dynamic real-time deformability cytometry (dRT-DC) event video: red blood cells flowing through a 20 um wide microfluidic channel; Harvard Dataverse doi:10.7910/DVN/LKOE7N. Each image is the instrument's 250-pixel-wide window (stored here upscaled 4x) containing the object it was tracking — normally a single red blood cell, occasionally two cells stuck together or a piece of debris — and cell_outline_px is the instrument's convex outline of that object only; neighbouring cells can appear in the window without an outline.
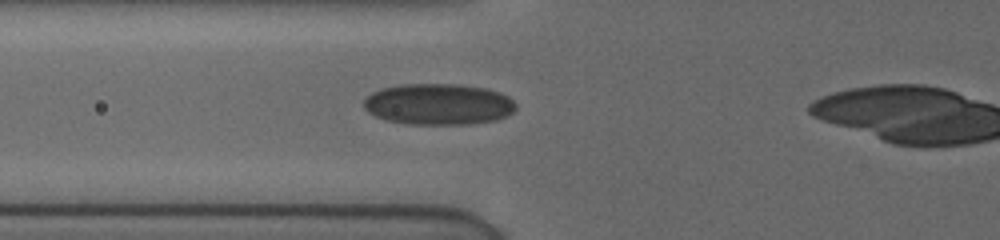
{"species": "human", "species_latin": "Homo sapiens", "temperature_condition": "cold", "stored_images_in_passage": 9, "camera_frame_rate_fps": 3000, "um_per_image_px": 0.085, "donor": {"sex": "female"}, "frame": {"image": 1, "passage_image": 8, "time_ms": 5.333, "image_size_px": [1000, 240], "cell_outline_px": [[516, 108], [508, 116], [496, 120], [472, 124], [408, 124], [388, 120], [376, 116], [368, 112], [364, 108], [364, 100], [372, 92], [380, 88], [400, 84], [456, 84], [484, 88], [500, 92], [508, 96], [516, 104]], "centroid_in_image_um": [37.28, 8.86], "position_along_channel_um": 88.5, "area_um2": 36.65}}